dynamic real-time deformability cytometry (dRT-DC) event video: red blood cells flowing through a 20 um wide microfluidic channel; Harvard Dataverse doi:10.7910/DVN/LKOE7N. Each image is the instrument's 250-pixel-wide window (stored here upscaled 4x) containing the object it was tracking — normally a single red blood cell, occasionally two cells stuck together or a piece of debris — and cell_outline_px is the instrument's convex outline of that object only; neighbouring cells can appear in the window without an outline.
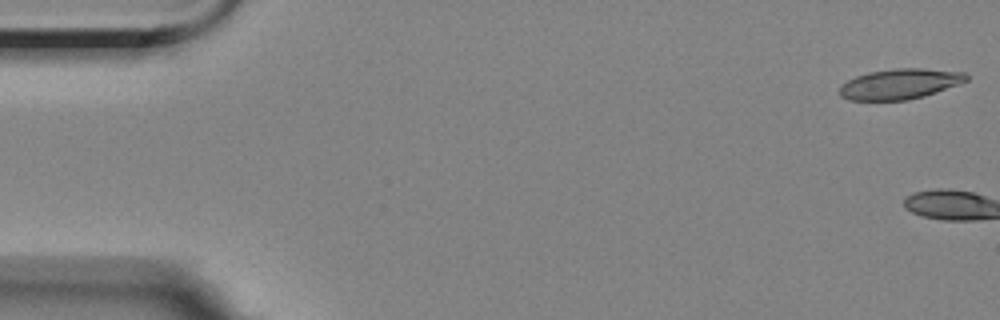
{"species": "Egyptian fruit bat (a non-hibernating species)", "species_latin": "Rousettus aegyptiacus", "temperature_condition": "room temperature", "stored_images_in_passage": 3, "camera_frame_rate_fps": 3000, "um_per_image_px": 0.085, "animal": {"sex": "female"}, "frame": {"image": 1, "passage_image": 1, "time_ms": 0.0, "image_size_px": [1000, 320], "cell_outline_px": [[968, 80], [924, 96], [908, 100], [848, 100], [840, 96], [840, 84], [856, 76], [868, 72], [896, 68], [924, 68], [964, 72], [968, 76]], "centroid_in_image_um": [76.46, 7.13], "position_along_channel_um": 8.5, "area_um2": 22.37}}